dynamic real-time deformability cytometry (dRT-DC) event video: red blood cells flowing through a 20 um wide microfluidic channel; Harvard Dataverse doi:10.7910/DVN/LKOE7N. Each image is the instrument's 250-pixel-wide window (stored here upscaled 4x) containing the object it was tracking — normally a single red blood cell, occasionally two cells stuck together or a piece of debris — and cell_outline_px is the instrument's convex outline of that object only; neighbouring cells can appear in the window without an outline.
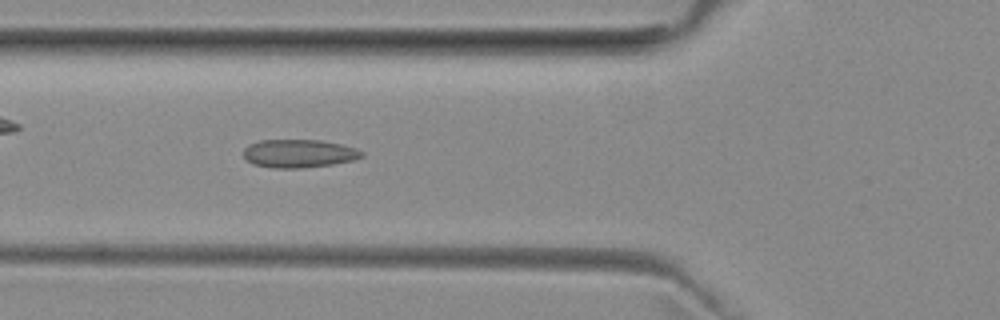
{"species": "common noctule bat (a hibernating species)", "species_latin": "Nyctalus noctula", "temperature_condition": "room temperature", "stored_images_in_passage": 52, "camera_frame_rate_fps": 3000, "um_per_image_px": 0.085, "animal": {"sex": "female", "body_mass_g": 29.2, "forearm_length_mm": 56.3}, "frame": {"image": 1, "passage_image": 19, "time_ms": 6.0, "image_size_px": [1000, 320], "cell_outline_px": [[364, 156], [352, 160], [332, 164], [300, 168], [272, 168], [252, 164], [244, 156], [244, 148], [248, 144], [260, 140], [320, 140], [340, 144], [356, 148], [364, 152]], "centroid_in_image_um": [25.39, 13.04], "position_along_channel_um": 100.4, "area_um2": 19.42}}
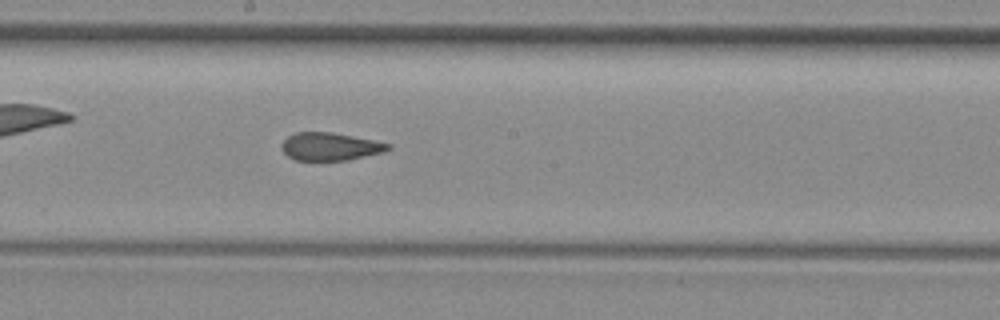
{"frame": {"image": 2, "passage_image": 28, "time_ms": 9.0, "image_size_px": [1000, 320], "cell_outline_px": [[392, 148], [384, 152], [348, 160], [296, 160], [288, 156], [280, 148], [280, 144], [288, 136], [296, 132], [332, 132], [392, 144]], "centroid_in_image_um": [28.06, 12.45], "position_along_channel_um": 220.1, "area_um2": 17.28}}
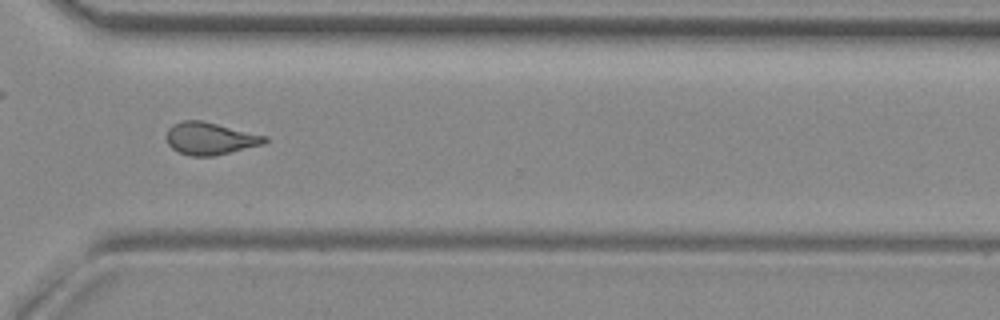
{"frame": {"image": 3, "passage_image": 38, "time_ms": 12.333, "image_size_px": [1000, 320], "cell_outline_px": [[268, 140], [264, 144], [212, 156], [192, 156], [180, 152], [172, 148], [168, 144], [168, 128], [172, 124], [180, 120], [200, 120], [268, 136]], "centroid_in_image_um": [17.86, 11.76], "position_along_channel_um": 352.7, "area_um2": 18.32}, "authors_computed_cell_mechanics": {"area_um2": 18.3226, "velocity_mm_per_s": 3.9799, "shape_relaxation_time_tau1_ms": null, "shape_relaxation_time_tau2_ms": 1.9667, "deformation_change_tau1": null, "deformation_change_tau2": 0.0887}}